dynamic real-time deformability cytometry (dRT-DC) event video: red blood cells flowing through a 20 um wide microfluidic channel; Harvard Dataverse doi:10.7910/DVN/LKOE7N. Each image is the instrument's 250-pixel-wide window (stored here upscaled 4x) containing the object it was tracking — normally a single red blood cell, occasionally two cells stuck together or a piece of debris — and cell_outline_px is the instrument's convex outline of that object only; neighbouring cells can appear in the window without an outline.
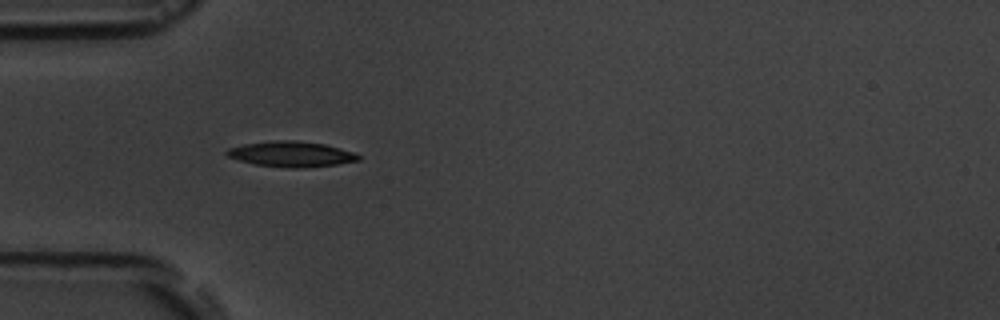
{"species": "common noctule bat (a hibernating species)", "species_latin": "Nyctalus noctula", "temperature_condition": "room temperature", "stored_images_in_passage": 2, "camera_frame_rate_fps": 3000, "um_per_image_px": 0.085, "animal": {"sex": "male", "body_mass_g": 19.5, "forearm_length_mm": 54.6}, "frame": {"image": 1, "passage_image": 1, "time_ms": 0.0, "image_size_px": [1000, 320], "cell_outline_px": [[360, 160], [336, 164], [304, 168], [296, 168], [256, 164], [240, 160], [228, 156], [224, 152], [228, 148], [244, 144], [272, 140], [296, 140], [324, 144], [340, 148], [352, 152], [360, 156]], "centroid_in_image_um": [24.75, 13.08], "position_along_channel_um": 60.2, "area_um2": 19.31}}
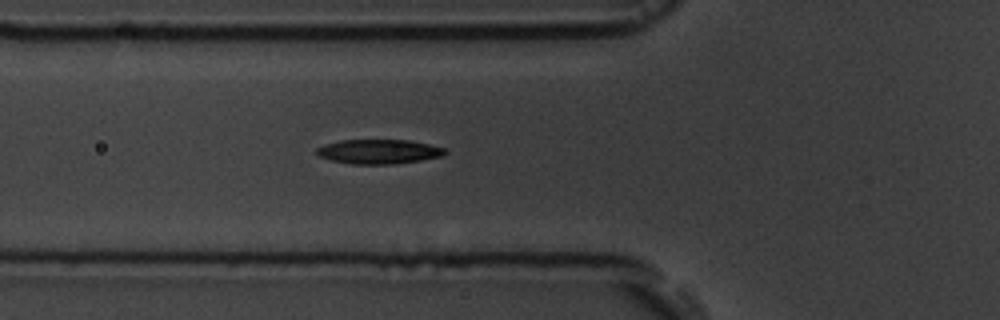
{"frame": {"image": 2, "passage_image": 2, "time_ms": 1.0, "image_size_px": [1000, 320], "cell_outline_px": [[448, 152], [444, 156], [420, 160], [392, 164], [352, 164], [332, 160], [320, 156], [316, 152], [316, 148], [324, 144], [340, 140], [408, 140], [428, 144], [444, 148]], "centroid_in_image_um": [32.2, 12.88], "position_along_channel_um": 93.6, "area_um2": 18.21}}